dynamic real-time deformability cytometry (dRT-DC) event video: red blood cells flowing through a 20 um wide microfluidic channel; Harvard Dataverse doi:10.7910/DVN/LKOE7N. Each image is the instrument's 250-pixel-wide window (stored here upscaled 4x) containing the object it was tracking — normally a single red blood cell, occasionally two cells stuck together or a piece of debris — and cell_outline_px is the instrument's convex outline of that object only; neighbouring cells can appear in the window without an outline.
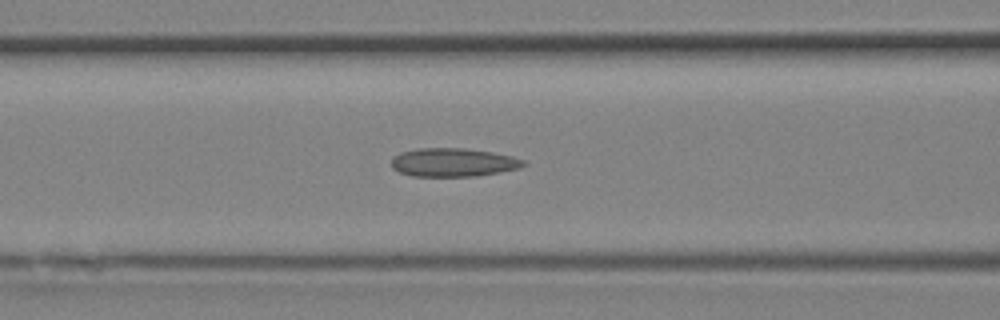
{"species": "Egyptian fruit bat (a non-hibernating species)", "species_latin": "Rousettus aegyptiacus", "temperature_condition": "room temperature", "stored_images_in_passage": 16, "camera_frame_rate_fps": 3000, "um_per_image_px": 0.085, "animal": {"sex": "female"}, "frame": {"image": 1, "passage_image": 12, "time_ms": 3.667, "image_size_px": [1000, 320], "cell_outline_px": [[524, 164], [520, 168], [500, 172], [476, 176], [412, 176], [400, 172], [392, 168], [392, 160], [400, 152], [416, 148], [464, 148], [492, 152], [512, 156], [524, 160]], "centroid_in_image_um": [38.52, 13.8], "position_along_channel_um": 128.1, "area_um2": 21.85}}
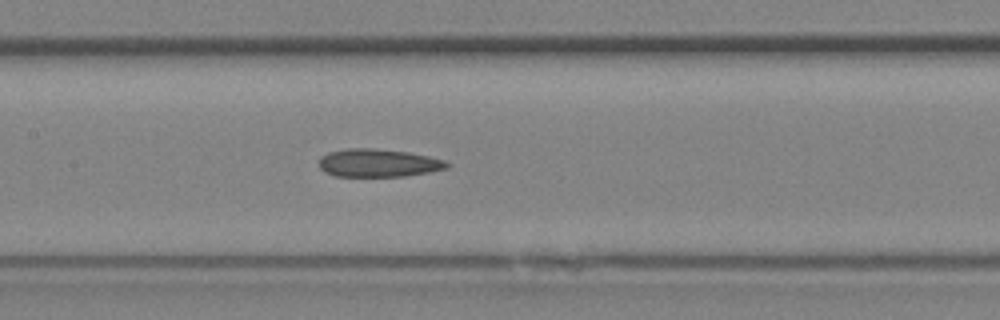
{"frame": {"image": 2, "passage_image": 14, "time_ms": 4.333, "image_size_px": [1000, 320], "cell_outline_px": [[452, 164], [448, 168], [428, 172], [404, 176], [336, 176], [324, 172], [320, 168], [320, 156], [328, 152], [348, 148], [372, 148], [408, 152], [428, 156], [444, 160]], "centroid_in_image_um": [32.15, 13.85], "position_along_channel_um": 175.2, "area_um2": 20.87}}